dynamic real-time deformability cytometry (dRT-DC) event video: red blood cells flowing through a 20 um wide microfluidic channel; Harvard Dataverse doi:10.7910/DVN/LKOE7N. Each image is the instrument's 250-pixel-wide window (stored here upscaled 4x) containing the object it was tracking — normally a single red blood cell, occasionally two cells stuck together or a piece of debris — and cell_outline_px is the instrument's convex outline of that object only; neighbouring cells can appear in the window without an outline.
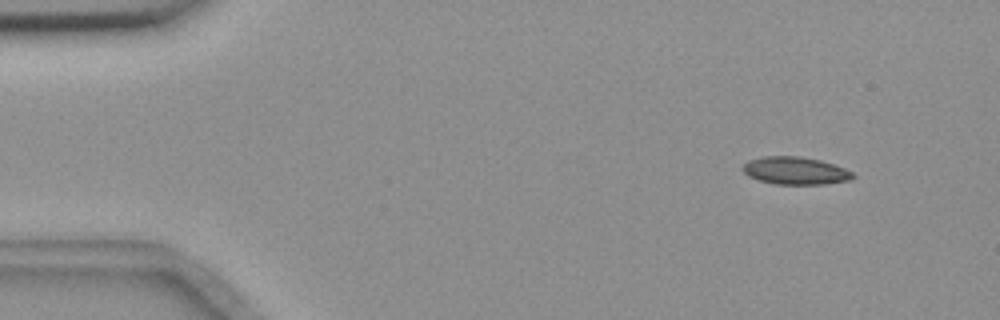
{"species": "common noctule bat (a hibernating species)", "species_latin": "Nyctalus noctula", "temperature_condition": "room temperature", "stored_images_in_passage": 5, "camera_frame_rate_fps": 3000, "um_per_image_px": 0.085, "animal": {"sex": "female", "body_mass_g": 18.4}, "frame": {"image": 1, "passage_image": 1, "time_ms": 0.0, "image_size_px": [1000, 320], "cell_outline_px": [[856, 176], [848, 180], [824, 184], [776, 184], [760, 180], [748, 176], [744, 172], [744, 164], [748, 160], [764, 156], [800, 156], [820, 160], [844, 168], [852, 172]], "centroid_in_image_um": [67.6, 14.5], "position_along_channel_um": 17.4, "area_um2": 17.51}}
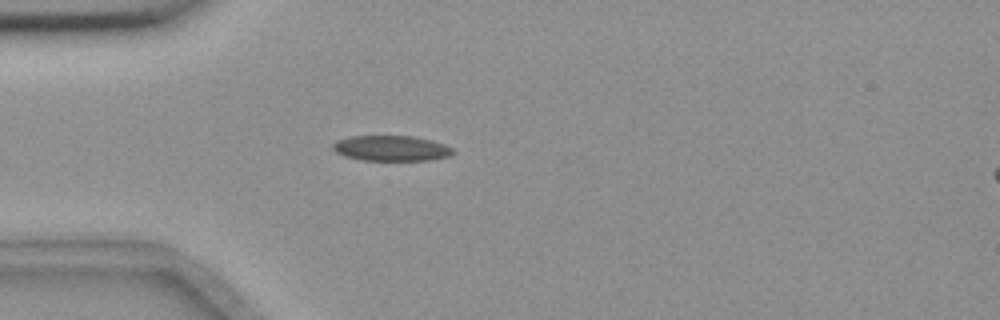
{"frame": {"image": 2, "passage_image": 4, "time_ms": 1.0, "image_size_px": [1000, 320], "cell_outline_px": [[456, 152], [448, 156], [432, 160], [364, 160], [344, 156], [336, 152], [332, 148], [332, 144], [336, 140], [348, 136], [416, 136], [432, 140], [444, 144], [452, 148]], "centroid_in_image_um": [33.26, 12.59], "position_along_channel_um": 51.7, "area_um2": 17.92}}